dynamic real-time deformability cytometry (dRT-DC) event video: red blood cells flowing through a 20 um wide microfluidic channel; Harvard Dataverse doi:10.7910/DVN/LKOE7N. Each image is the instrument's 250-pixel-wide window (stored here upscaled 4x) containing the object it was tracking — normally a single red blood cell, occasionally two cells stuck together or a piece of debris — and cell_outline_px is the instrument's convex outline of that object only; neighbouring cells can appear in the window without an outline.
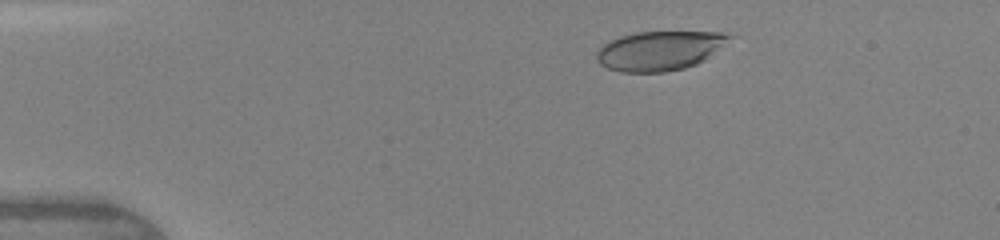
{"species": "human", "species_latin": "Homo sapiens", "temperature_condition": "warm", "stored_images_in_passage": 45, "camera_frame_rate_fps": 3000, "um_per_image_px": 0.085, "donor": {"sex": "female"}, "frame": {"image": 1, "passage_image": 6, "time_ms": 2.333, "image_size_px": [1000, 240], "cell_outline_px": [[736, 36], [704, 60], [696, 64], [684, 68], [664, 72], [620, 72], [608, 68], [600, 64], [596, 60], [596, 52], [608, 40], [620, 36], [636, 32], [720, 32]], "centroid_in_image_um": [56.06, 4.3], "position_along_channel_um": 28.9, "area_um2": 30.52}}
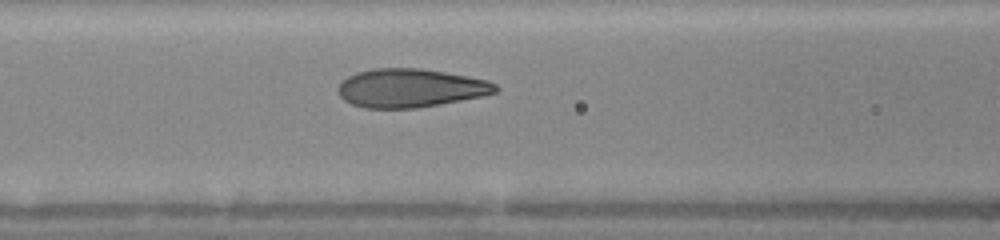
{"frame": {"image": 2, "passage_image": 22, "time_ms": 6.333, "image_size_px": [1000, 240], "cell_outline_px": [[500, 88], [496, 92], [484, 96], [440, 104], [416, 108], [364, 108], [352, 104], [344, 100], [340, 96], [336, 88], [348, 76], [356, 72], [372, 68], [420, 68], [468, 76], [488, 80], [496, 84]], "centroid_in_image_um": [34.89, 7.48], "position_along_channel_um": 131.7, "area_um2": 35.55}}
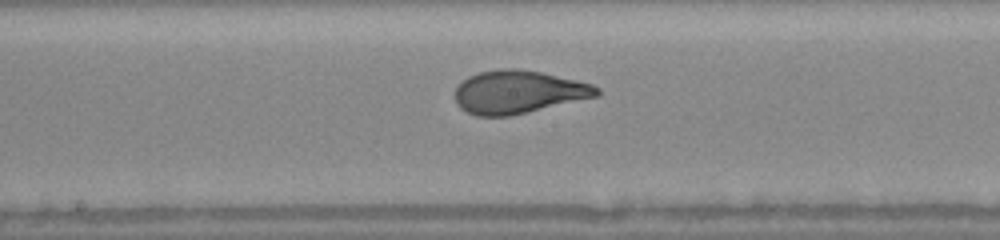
{"frame": {"image": 3, "passage_image": 29, "time_ms": 8.0, "image_size_px": [1000, 240], "cell_outline_px": [[600, 96], [508, 116], [476, 116], [460, 108], [456, 104], [456, 88], [468, 76], [480, 72], [500, 68], [516, 68], [540, 72], [576, 80], [592, 84], [600, 88]], "centroid_in_image_um": [44.07, 7.82], "position_along_channel_um": 204.1, "area_um2": 35.43}}